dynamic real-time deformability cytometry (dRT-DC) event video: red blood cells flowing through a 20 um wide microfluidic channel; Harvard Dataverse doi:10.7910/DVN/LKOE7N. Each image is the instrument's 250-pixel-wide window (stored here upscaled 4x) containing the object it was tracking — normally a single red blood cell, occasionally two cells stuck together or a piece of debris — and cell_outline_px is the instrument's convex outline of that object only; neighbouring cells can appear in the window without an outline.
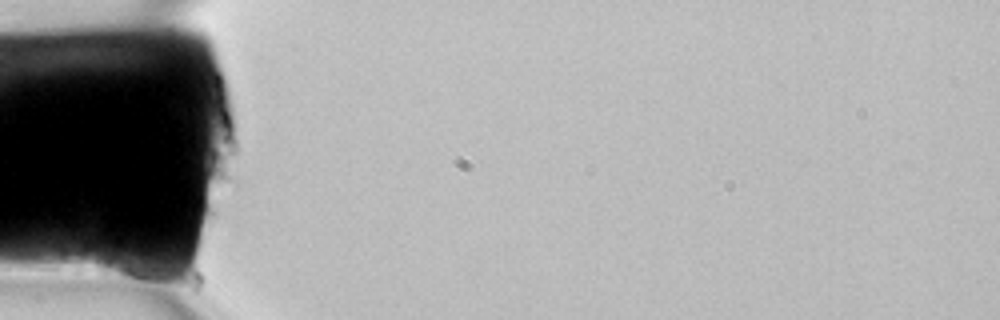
{"species": "common noctule bat (a hibernating species)", "species_latin": "Nyctalus noctula", "temperature_condition": "room temperature", "stored_images_in_passage": 3, "camera_frame_rate_fps": 3000, "um_per_image_px": 0.085, "animal": {"sex": "female", "body_mass_g": 22.7, "forearm_length_mm": 54.2}, "frame": {"image": 1, "passage_image": 1, "time_ms": 0.0, "image_size_px": [1000, 320], "cell_outline_px": [[164, 276], [140, 280], [120, 276], [104, 272], [96, 268], [96, 244], [140, 256]], "centroid_in_image_um": [10.55, 22.46], "position_along_channel_um": 74.5, "area_um2": 10.06}}